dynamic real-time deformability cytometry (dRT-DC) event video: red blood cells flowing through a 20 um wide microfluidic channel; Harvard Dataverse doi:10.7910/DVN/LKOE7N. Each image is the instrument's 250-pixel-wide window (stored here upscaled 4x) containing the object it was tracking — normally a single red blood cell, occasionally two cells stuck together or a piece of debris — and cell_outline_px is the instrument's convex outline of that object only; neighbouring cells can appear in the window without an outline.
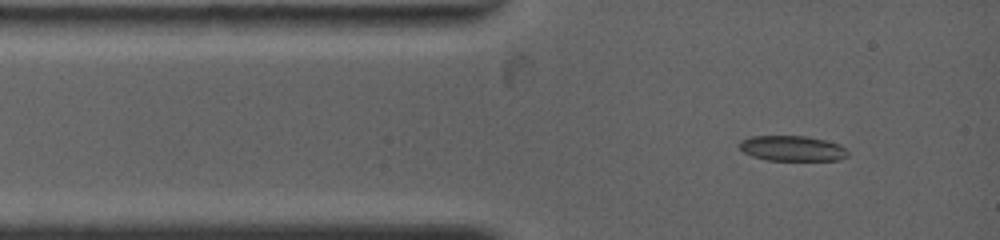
{"species": "common noctule bat (a hibernating species)", "species_latin": "Nyctalus noctula", "temperature_condition": "warm", "stored_images_in_passage": 4, "camera_frame_rate_fps": 4500, "um_per_image_px": 0.085, "animal": {"sex": "female", "body_mass_g": 19.0, "forearm_length_mm": 53.3}, "frame": {"image": 1, "passage_image": 1, "time_ms": 0.0, "image_size_px": [1000, 240], "cell_outline_px": [[848, 156], [840, 160], [768, 160], [752, 156], [744, 152], [740, 148], [740, 140], [752, 136], [804, 136], [824, 140], [840, 144], [848, 152]], "centroid_in_image_um": [67.35, 12.61], "position_along_channel_um": 17.7, "area_um2": 15.9}}
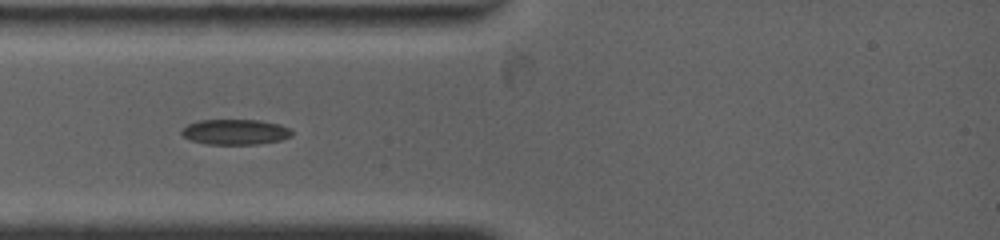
{"frame": {"image": 2, "passage_image": 3, "time_ms": 1.778, "image_size_px": [1000, 240], "cell_outline_px": [[292, 136], [280, 140], [256, 144], [208, 144], [188, 140], [180, 132], [188, 124], [200, 120], [260, 120], [280, 124], [288, 128], [292, 132]], "centroid_in_image_um": [19.99, 11.21], "position_along_channel_um": 65.0, "area_um2": 16.24}}
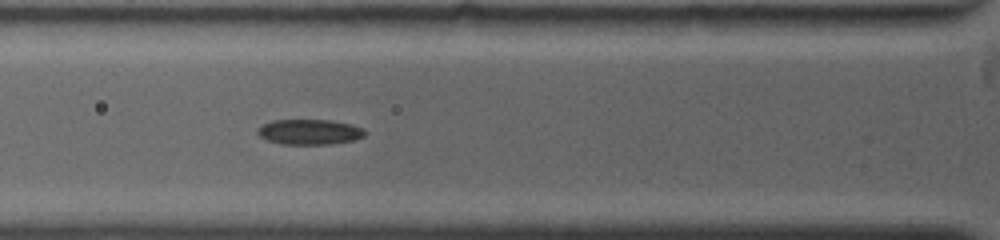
{"frame": {"image": 3, "passage_image": 4, "time_ms": 2.667, "image_size_px": [1000, 240], "cell_outline_px": [[368, 132], [364, 136], [352, 140], [332, 144], [280, 144], [268, 140], [260, 136], [256, 132], [256, 128], [272, 120], [332, 120], [352, 124], [364, 128]], "centroid_in_image_um": [26.33, 11.21], "position_along_channel_um": 99.5, "area_um2": 15.95}}